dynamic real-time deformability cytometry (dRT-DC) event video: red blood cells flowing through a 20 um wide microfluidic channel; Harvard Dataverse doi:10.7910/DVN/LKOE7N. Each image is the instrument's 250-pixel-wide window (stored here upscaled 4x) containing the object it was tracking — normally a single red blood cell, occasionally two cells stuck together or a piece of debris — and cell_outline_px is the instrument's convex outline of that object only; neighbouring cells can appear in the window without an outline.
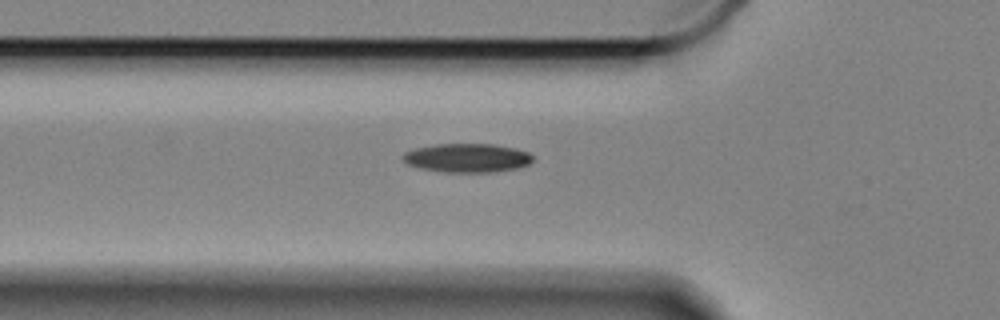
{"species": "Egyptian fruit bat (a non-hibernating species)", "species_latin": "Rousettus aegyptiacus", "temperature_condition": "cold", "stored_images_in_passage": 11, "camera_frame_rate_fps": 3000, "um_per_image_px": 0.085, "animal": {"sex": "female"}, "frame": {"image": 1, "passage_image": 2, "time_ms": 0.333, "image_size_px": [1000, 320], "cell_outline_px": [[532, 160], [528, 164], [520, 168], [496, 172], [444, 172], [420, 168], [408, 164], [400, 156], [404, 152], [416, 148], [436, 144], [492, 144], [516, 148], [528, 152], [532, 156]], "centroid_in_image_um": [39.72, 13.42], "position_along_channel_um": 86.1, "area_um2": 21.91}}
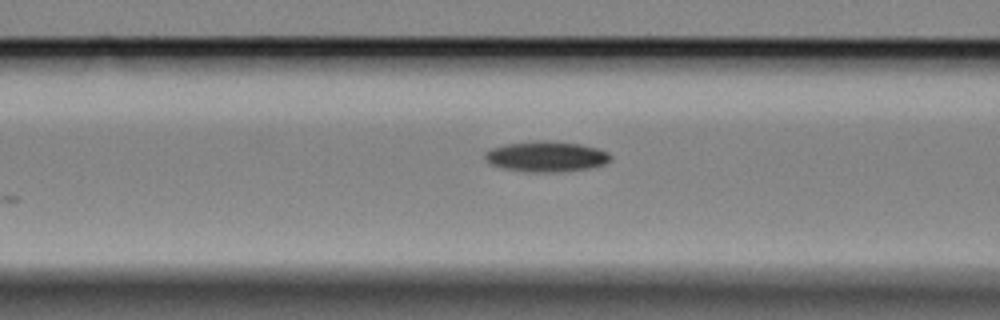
{"frame": {"image": 2, "passage_image": 5, "time_ms": 1.333, "image_size_px": [1000, 320], "cell_outline_px": [[612, 160], [604, 164], [588, 168], [560, 172], [528, 172], [504, 168], [492, 164], [484, 156], [492, 148], [504, 144], [536, 140], [548, 140], [580, 144], [596, 148], [608, 152], [612, 156]], "centroid_in_image_um": [46.48, 13.3], "position_along_channel_um": 120.1, "area_um2": 22.25}}